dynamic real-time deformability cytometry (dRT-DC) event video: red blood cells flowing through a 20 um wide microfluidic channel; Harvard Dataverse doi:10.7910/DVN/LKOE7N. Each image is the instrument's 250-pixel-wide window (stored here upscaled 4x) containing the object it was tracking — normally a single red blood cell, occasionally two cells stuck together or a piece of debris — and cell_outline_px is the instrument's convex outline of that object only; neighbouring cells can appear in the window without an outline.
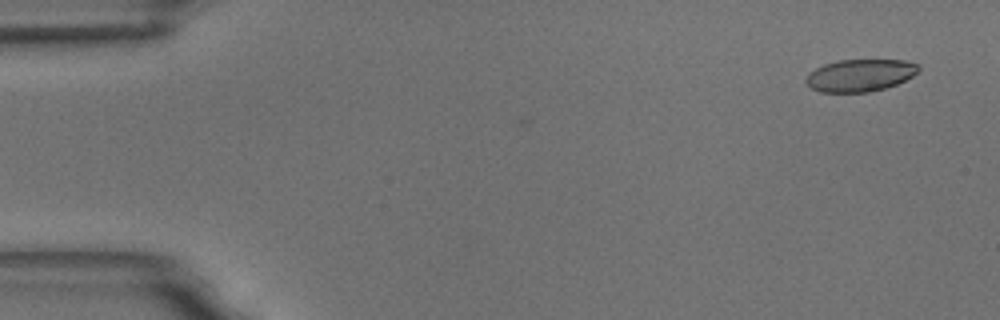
{"species": "common noctule bat (a hibernating species)", "species_latin": "Nyctalus noctula", "temperature_condition": "room temperature", "stored_images_in_passage": 4, "camera_frame_rate_fps": 3000, "um_per_image_px": 0.085, "animal": {"sex": "male", "body_mass_g": 18.8}, "frame": {"image": 1, "passage_image": 1, "time_ms": 0.0, "image_size_px": [1000, 320], "cell_outline_px": [[920, 72], [896, 84], [884, 88], [868, 92], [820, 92], [812, 88], [804, 80], [808, 72], [824, 64], [840, 60], [904, 60], [920, 64]], "centroid_in_image_um": [73.11, 6.39], "position_along_channel_um": 11.9, "area_um2": 21.21}}
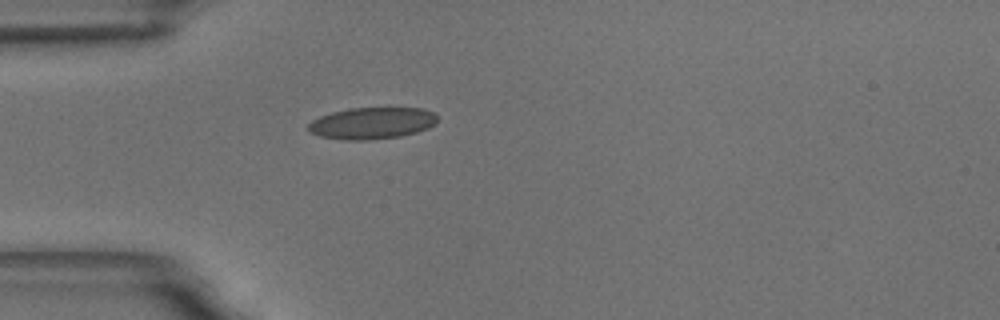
{"frame": {"image": 2, "passage_image": 4, "time_ms": 4.333, "image_size_px": [1000, 320], "cell_outline_px": [[436, 124], [428, 128], [416, 132], [400, 136], [368, 140], [344, 140], [320, 136], [308, 132], [308, 124], [312, 120], [320, 116], [332, 112], [348, 108], [424, 108], [432, 112], [436, 116]], "centroid_in_image_um": [31.59, 10.47], "position_along_channel_um": 53.4, "area_um2": 23.87}}